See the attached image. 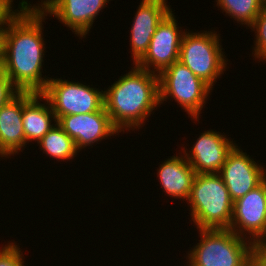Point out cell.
<instances>
[{
    "mask_svg": "<svg viewBox=\"0 0 266 266\" xmlns=\"http://www.w3.org/2000/svg\"><path fill=\"white\" fill-rule=\"evenodd\" d=\"M26 0L2 30L0 69L20 92L41 94L51 77L42 78L45 44L43 21L47 16ZM49 78V79H48Z\"/></svg>",
    "mask_w": 266,
    "mask_h": 266,
    "instance_id": "6da1fadb",
    "label": "cell"
},
{
    "mask_svg": "<svg viewBox=\"0 0 266 266\" xmlns=\"http://www.w3.org/2000/svg\"><path fill=\"white\" fill-rule=\"evenodd\" d=\"M104 107L113 126L124 133L137 130L159 103V76L136 64L104 91Z\"/></svg>",
    "mask_w": 266,
    "mask_h": 266,
    "instance_id": "7a4b0ae2",
    "label": "cell"
},
{
    "mask_svg": "<svg viewBox=\"0 0 266 266\" xmlns=\"http://www.w3.org/2000/svg\"><path fill=\"white\" fill-rule=\"evenodd\" d=\"M187 203L198 230L230 228L233 201L219 174H196Z\"/></svg>",
    "mask_w": 266,
    "mask_h": 266,
    "instance_id": "3957f363",
    "label": "cell"
},
{
    "mask_svg": "<svg viewBox=\"0 0 266 266\" xmlns=\"http://www.w3.org/2000/svg\"><path fill=\"white\" fill-rule=\"evenodd\" d=\"M199 234L186 257L188 266H252L251 240L230 229H199Z\"/></svg>",
    "mask_w": 266,
    "mask_h": 266,
    "instance_id": "277c9868",
    "label": "cell"
},
{
    "mask_svg": "<svg viewBox=\"0 0 266 266\" xmlns=\"http://www.w3.org/2000/svg\"><path fill=\"white\" fill-rule=\"evenodd\" d=\"M215 31L186 32L180 44L179 60L198 78L214 88L216 79L226 71L227 59ZM218 77V78H217Z\"/></svg>",
    "mask_w": 266,
    "mask_h": 266,
    "instance_id": "5b68a950",
    "label": "cell"
},
{
    "mask_svg": "<svg viewBox=\"0 0 266 266\" xmlns=\"http://www.w3.org/2000/svg\"><path fill=\"white\" fill-rule=\"evenodd\" d=\"M158 76L160 105L171 97L193 120L199 121V115L212 88L180 61L174 62Z\"/></svg>",
    "mask_w": 266,
    "mask_h": 266,
    "instance_id": "8992f818",
    "label": "cell"
},
{
    "mask_svg": "<svg viewBox=\"0 0 266 266\" xmlns=\"http://www.w3.org/2000/svg\"><path fill=\"white\" fill-rule=\"evenodd\" d=\"M50 103L57 121L65 115L87 114L104 107V91L79 82L50 78L41 93Z\"/></svg>",
    "mask_w": 266,
    "mask_h": 266,
    "instance_id": "52a82bcc",
    "label": "cell"
},
{
    "mask_svg": "<svg viewBox=\"0 0 266 266\" xmlns=\"http://www.w3.org/2000/svg\"><path fill=\"white\" fill-rule=\"evenodd\" d=\"M229 229L252 243L266 241V179L233 202Z\"/></svg>",
    "mask_w": 266,
    "mask_h": 266,
    "instance_id": "ba28073f",
    "label": "cell"
},
{
    "mask_svg": "<svg viewBox=\"0 0 266 266\" xmlns=\"http://www.w3.org/2000/svg\"><path fill=\"white\" fill-rule=\"evenodd\" d=\"M176 22L171 10L157 25L146 54L136 64L138 67L159 75L164 69L179 60L180 44L184 32L181 30L182 28L179 30Z\"/></svg>",
    "mask_w": 266,
    "mask_h": 266,
    "instance_id": "9c48e42d",
    "label": "cell"
},
{
    "mask_svg": "<svg viewBox=\"0 0 266 266\" xmlns=\"http://www.w3.org/2000/svg\"><path fill=\"white\" fill-rule=\"evenodd\" d=\"M243 152L237 144L228 153L219 175L232 201L243 197L266 179V170Z\"/></svg>",
    "mask_w": 266,
    "mask_h": 266,
    "instance_id": "30bf717a",
    "label": "cell"
},
{
    "mask_svg": "<svg viewBox=\"0 0 266 266\" xmlns=\"http://www.w3.org/2000/svg\"><path fill=\"white\" fill-rule=\"evenodd\" d=\"M110 0H42L38 7L46 15H54L74 34L84 38L93 26L98 13ZM40 5V6H39Z\"/></svg>",
    "mask_w": 266,
    "mask_h": 266,
    "instance_id": "8fae6325",
    "label": "cell"
},
{
    "mask_svg": "<svg viewBox=\"0 0 266 266\" xmlns=\"http://www.w3.org/2000/svg\"><path fill=\"white\" fill-rule=\"evenodd\" d=\"M57 124L74 140L77 150L92 146L101 140L119 134L103 107L99 111L87 114L62 116Z\"/></svg>",
    "mask_w": 266,
    "mask_h": 266,
    "instance_id": "7c38bea8",
    "label": "cell"
},
{
    "mask_svg": "<svg viewBox=\"0 0 266 266\" xmlns=\"http://www.w3.org/2000/svg\"><path fill=\"white\" fill-rule=\"evenodd\" d=\"M200 135L189 153L182 148L184 157L196 174H219L228 153L236 144L225 134L213 130Z\"/></svg>",
    "mask_w": 266,
    "mask_h": 266,
    "instance_id": "4fadbf2b",
    "label": "cell"
},
{
    "mask_svg": "<svg viewBox=\"0 0 266 266\" xmlns=\"http://www.w3.org/2000/svg\"><path fill=\"white\" fill-rule=\"evenodd\" d=\"M167 0H142L135 13L130 32L132 64H137L146 54L157 25L172 10Z\"/></svg>",
    "mask_w": 266,
    "mask_h": 266,
    "instance_id": "5bb4252c",
    "label": "cell"
},
{
    "mask_svg": "<svg viewBox=\"0 0 266 266\" xmlns=\"http://www.w3.org/2000/svg\"><path fill=\"white\" fill-rule=\"evenodd\" d=\"M41 99L47 102L46 105L45 103H40ZM22 121L25 146L31 141H37L38 144L57 125V118L49 101L42 94L32 92H23ZM52 121L56 124L52 123Z\"/></svg>",
    "mask_w": 266,
    "mask_h": 266,
    "instance_id": "9a60e30c",
    "label": "cell"
},
{
    "mask_svg": "<svg viewBox=\"0 0 266 266\" xmlns=\"http://www.w3.org/2000/svg\"><path fill=\"white\" fill-rule=\"evenodd\" d=\"M23 92L0 109V156L8 158L25 148L22 121Z\"/></svg>",
    "mask_w": 266,
    "mask_h": 266,
    "instance_id": "2e32d148",
    "label": "cell"
},
{
    "mask_svg": "<svg viewBox=\"0 0 266 266\" xmlns=\"http://www.w3.org/2000/svg\"><path fill=\"white\" fill-rule=\"evenodd\" d=\"M157 171L161 188L168 196L188 200L196 172L183 154L165 160Z\"/></svg>",
    "mask_w": 266,
    "mask_h": 266,
    "instance_id": "e0dca14e",
    "label": "cell"
},
{
    "mask_svg": "<svg viewBox=\"0 0 266 266\" xmlns=\"http://www.w3.org/2000/svg\"><path fill=\"white\" fill-rule=\"evenodd\" d=\"M40 150L58 160L73 159L79 152L75 142L57 124L39 142Z\"/></svg>",
    "mask_w": 266,
    "mask_h": 266,
    "instance_id": "ac0fdd59",
    "label": "cell"
},
{
    "mask_svg": "<svg viewBox=\"0 0 266 266\" xmlns=\"http://www.w3.org/2000/svg\"><path fill=\"white\" fill-rule=\"evenodd\" d=\"M217 7L234 18L238 23L250 27L262 8L266 5V0H216Z\"/></svg>",
    "mask_w": 266,
    "mask_h": 266,
    "instance_id": "d6986e66",
    "label": "cell"
},
{
    "mask_svg": "<svg viewBox=\"0 0 266 266\" xmlns=\"http://www.w3.org/2000/svg\"><path fill=\"white\" fill-rule=\"evenodd\" d=\"M255 32V46L253 57L260 61H266V5L262 8L253 24L249 27Z\"/></svg>",
    "mask_w": 266,
    "mask_h": 266,
    "instance_id": "ffe728a7",
    "label": "cell"
},
{
    "mask_svg": "<svg viewBox=\"0 0 266 266\" xmlns=\"http://www.w3.org/2000/svg\"><path fill=\"white\" fill-rule=\"evenodd\" d=\"M16 243L8 242L0 249V266H25L24 255Z\"/></svg>",
    "mask_w": 266,
    "mask_h": 266,
    "instance_id": "44dd1931",
    "label": "cell"
},
{
    "mask_svg": "<svg viewBox=\"0 0 266 266\" xmlns=\"http://www.w3.org/2000/svg\"><path fill=\"white\" fill-rule=\"evenodd\" d=\"M19 93L11 79L0 69V109Z\"/></svg>",
    "mask_w": 266,
    "mask_h": 266,
    "instance_id": "7402d4cb",
    "label": "cell"
},
{
    "mask_svg": "<svg viewBox=\"0 0 266 266\" xmlns=\"http://www.w3.org/2000/svg\"><path fill=\"white\" fill-rule=\"evenodd\" d=\"M252 266H266V241L253 243Z\"/></svg>",
    "mask_w": 266,
    "mask_h": 266,
    "instance_id": "603a6c76",
    "label": "cell"
},
{
    "mask_svg": "<svg viewBox=\"0 0 266 266\" xmlns=\"http://www.w3.org/2000/svg\"><path fill=\"white\" fill-rule=\"evenodd\" d=\"M13 0H0V29H4L8 21L19 11L13 10Z\"/></svg>",
    "mask_w": 266,
    "mask_h": 266,
    "instance_id": "cb8c5ba5",
    "label": "cell"
},
{
    "mask_svg": "<svg viewBox=\"0 0 266 266\" xmlns=\"http://www.w3.org/2000/svg\"><path fill=\"white\" fill-rule=\"evenodd\" d=\"M2 30L0 29V63H1V48H2Z\"/></svg>",
    "mask_w": 266,
    "mask_h": 266,
    "instance_id": "d4e9b609",
    "label": "cell"
}]
</instances>
